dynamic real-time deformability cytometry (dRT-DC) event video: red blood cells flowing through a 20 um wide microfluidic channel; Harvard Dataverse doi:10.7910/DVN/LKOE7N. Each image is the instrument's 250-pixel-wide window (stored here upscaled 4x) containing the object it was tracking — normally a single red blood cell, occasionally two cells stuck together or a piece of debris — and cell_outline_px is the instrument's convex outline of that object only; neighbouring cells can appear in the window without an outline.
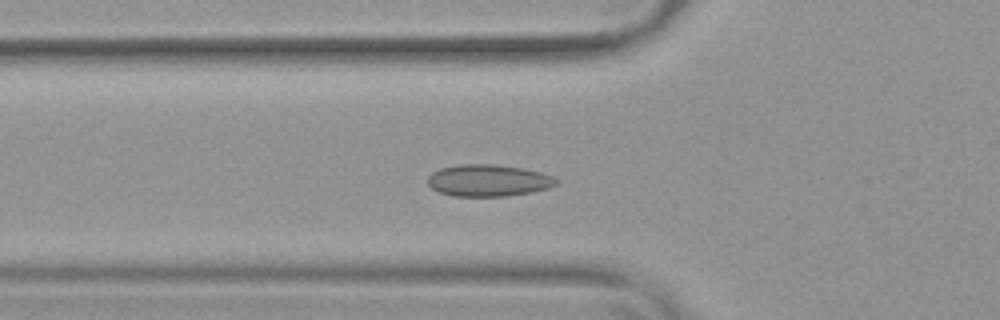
{"species": "common noctule bat (a hibernating species)", "species_latin": "Nyctalus noctula", "temperature_condition": "warm", "stored_images_in_passage": 53, "camera_frame_rate_fps": 3000, "um_per_image_px": 0.085, "animal": {"sex": "female", "body_mass_g": 19.9}, "frame": {"image": 1, "passage_image": 19, "time_ms": 6.0, "image_size_px": [1000, 320], "cell_outline_px": [[560, 184], [548, 188], [532, 192], [508, 196], [452, 196], [440, 192], [432, 188], [428, 184], [428, 176], [432, 172], [440, 168], [460, 164], [492, 164], [524, 168], [540, 172], [552, 176], [560, 180]], "centroid_in_image_um": [41.54, 15.34], "position_along_channel_um": 84.3, "area_um2": 24.04}}
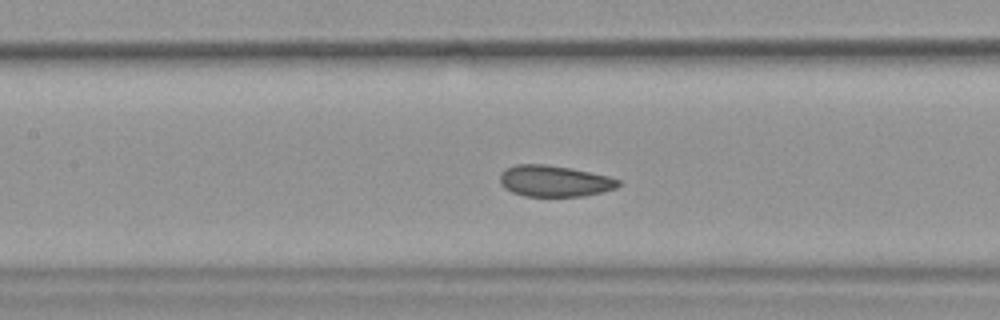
{"frame": {"image": 2, "passage_image": 25, "time_ms": 8.0, "image_size_px": [1000, 320], "cell_outline_px": [[620, 184], [616, 188], [584, 196], [524, 196], [512, 192], [504, 188], [500, 184], [500, 172], [516, 164], [544, 164], [572, 168], [608, 176], [620, 180]], "centroid_in_image_um": [47.1, 15.39], "position_along_channel_um": 160.3, "area_um2": 21.56}}
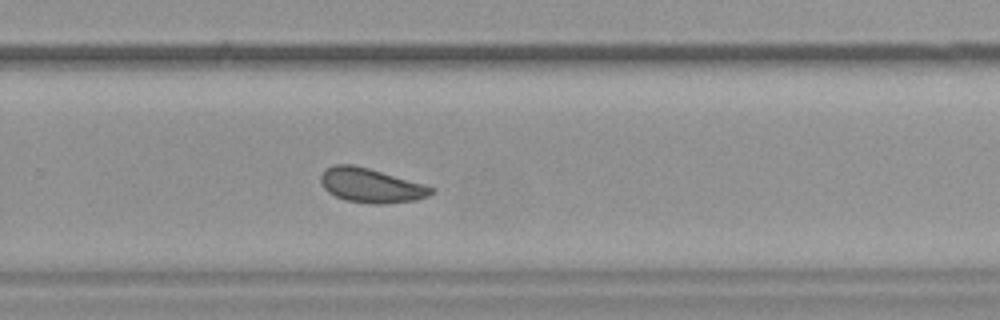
{"frame": {"image": 3, "passage_image": 36, "time_ms": 11.667, "image_size_px": [1000, 320], "cell_outline_px": [[436, 192], [428, 196], [416, 200], [384, 204], [372, 204], [344, 200], [328, 192], [324, 188], [320, 180], [320, 176], [332, 164], [352, 164], [368, 168], [424, 184], [436, 188]], "centroid_in_image_um": [31.56, 15.77], "position_along_channel_um": 298.2, "area_um2": 22.14}, "authors_computed_cell_mechanics": {"area_um2": 22.6576, "velocity_mm_per_s": 3.7872, "shape_relaxation_time_tau1_ms": 5.2815, "shape_relaxation_time_tau2_ms": 2.3015, "deformation_change_tau1": 0.0745, "deformation_change_tau2": 0.0519}}